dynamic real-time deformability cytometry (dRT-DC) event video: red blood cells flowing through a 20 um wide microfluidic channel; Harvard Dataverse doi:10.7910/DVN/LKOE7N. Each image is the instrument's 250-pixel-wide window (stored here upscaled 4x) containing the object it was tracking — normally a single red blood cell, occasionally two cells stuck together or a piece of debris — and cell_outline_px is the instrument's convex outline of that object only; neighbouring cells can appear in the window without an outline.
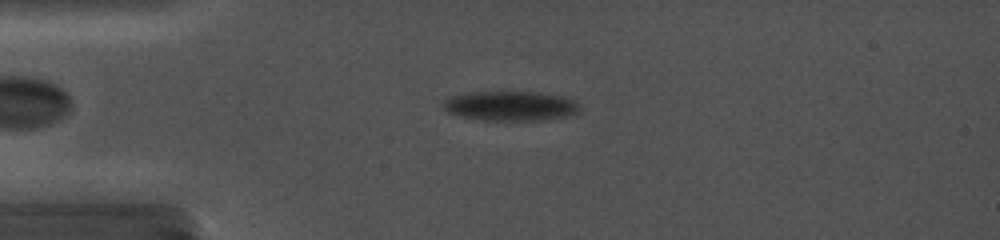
{"species": "common noctule bat (a hibernating species)", "species_latin": "Nyctalus noctula", "temperature_condition": "cold", "stored_images_in_passage": 56, "camera_frame_rate_fps": 5000, "um_per_image_px": 0.085, "animal": {"sex": "female", "body_mass_g": 19.0, "forearm_length_mm": 56.7}, "frame": {"image": 1, "passage_image": 13, "time_ms": 3.6, "image_size_px": [1000, 240], "cell_outline_px": [[580, 108], [576, 112], [564, 116], [544, 120], [476, 120], [460, 116], [448, 112], [440, 104], [448, 96], [468, 92], [536, 92], [560, 96], [572, 100], [580, 104]], "centroid_in_image_um": [43.3, 9.0], "position_along_channel_um": 41.7, "area_um2": 23.58}}
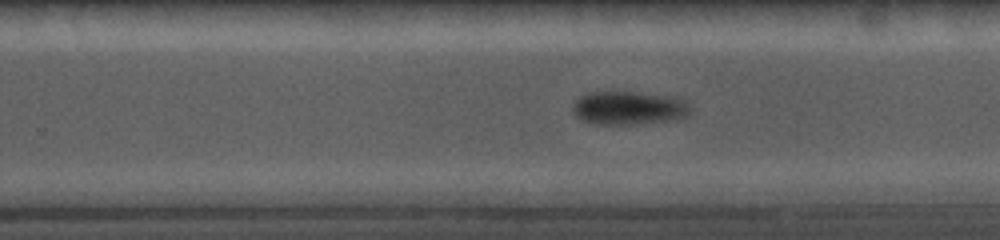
{"frame": {"image": 2, "passage_image": 39, "time_ms": 10.6, "image_size_px": [1000, 240], "cell_outline_px": [[688, 112], [684, 116], [668, 120], [628, 124], [604, 124], [584, 120], [576, 116], [572, 108], [576, 100], [580, 96], [592, 92], [636, 92], [672, 96], [688, 104]], "centroid_in_image_um": [53.39, 9.16], "position_along_channel_um": 276.4, "area_um2": 22.14}}
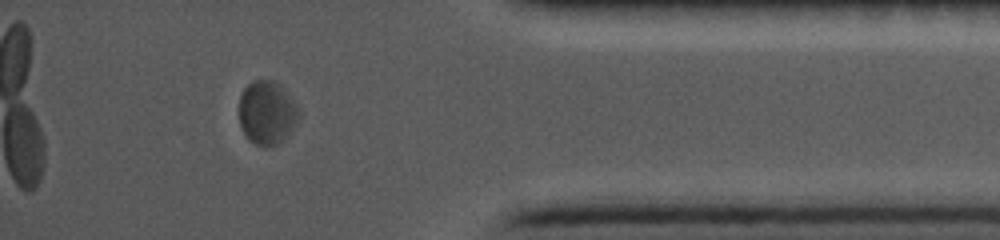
{"frame": {"image": 3, "passage_image": 52, "time_ms": 14.6, "image_size_px": [1000, 240], "cell_outline_px": [[300, 112], [292, 128], [276, 144], [256, 144], [240, 128], [240, 96], [244, 88], [252, 80], [272, 80], [280, 84], [292, 100]], "centroid_in_image_um": [22.66, 9.51], "position_along_channel_um": 412.5, "area_um2": 21.27}}